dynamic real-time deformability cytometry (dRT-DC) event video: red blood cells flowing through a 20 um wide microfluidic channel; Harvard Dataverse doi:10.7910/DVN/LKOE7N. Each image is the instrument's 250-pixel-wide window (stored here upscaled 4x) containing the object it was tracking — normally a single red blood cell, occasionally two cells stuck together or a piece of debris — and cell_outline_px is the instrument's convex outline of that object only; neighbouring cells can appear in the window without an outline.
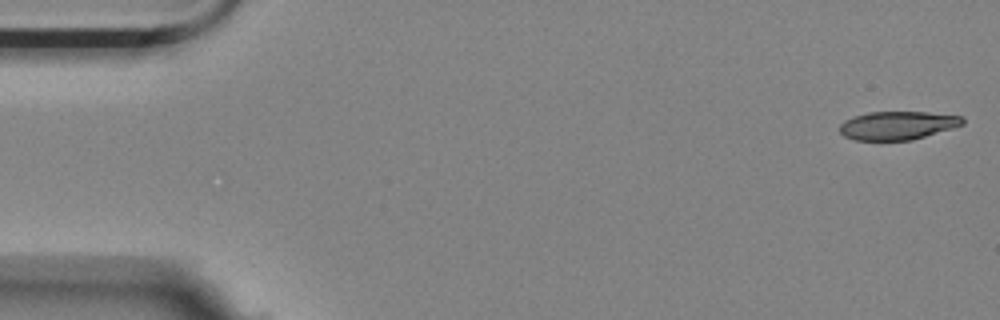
{"species": "Egyptian fruit bat (a non-hibernating species)", "species_latin": "Rousettus aegyptiacus", "temperature_condition": "room temperature", "stored_images_in_passage": 2, "camera_frame_rate_fps": 3000, "um_per_image_px": 0.085, "animal": {"sex": "female"}, "frame": {"image": 1, "passage_image": 1, "time_ms": 0.0, "image_size_px": [1000, 320], "cell_outline_px": [[964, 124], [952, 128], [912, 140], [856, 140], [844, 136], [840, 132], [840, 124], [844, 120], [868, 112], [928, 112], [964, 116]], "centroid_in_image_um": [76.31, 10.66], "position_along_channel_um": 8.7, "area_um2": 20.29}}